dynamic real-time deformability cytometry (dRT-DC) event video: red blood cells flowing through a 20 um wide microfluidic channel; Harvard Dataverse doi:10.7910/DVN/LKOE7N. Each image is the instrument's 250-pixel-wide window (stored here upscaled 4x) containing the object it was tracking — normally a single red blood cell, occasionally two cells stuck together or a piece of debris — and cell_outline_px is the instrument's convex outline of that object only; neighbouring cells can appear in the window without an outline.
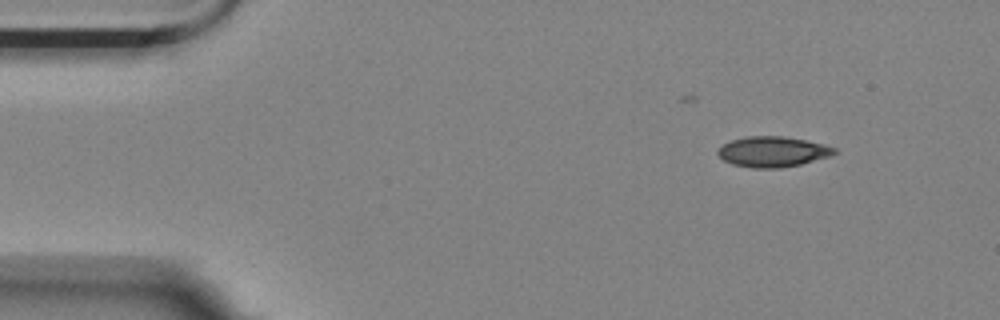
{"species": "Egyptian fruit bat (a non-hibernating species)", "species_latin": "Rousettus aegyptiacus", "temperature_condition": "room temperature", "stored_images_in_passage": 12, "camera_frame_rate_fps": 3000, "um_per_image_px": 0.085, "animal": {"sex": "female"}, "frame": {"image": 1, "passage_image": 1, "time_ms": 0.0, "image_size_px": [1000, 320], "cell_outline_px": [[840, 152], [832, 156], [800, 164], [780, 168], [752, 168], [732, 164], [724, 160], [716, 152], [724, 144], [732, 140], [748, 136], [784, 136], [824, 144], [836, 148]], "centroid_in_image_um": [65.73, 12.9], "position_along_channel_um": 19.3, "area_um2": 20.69}}
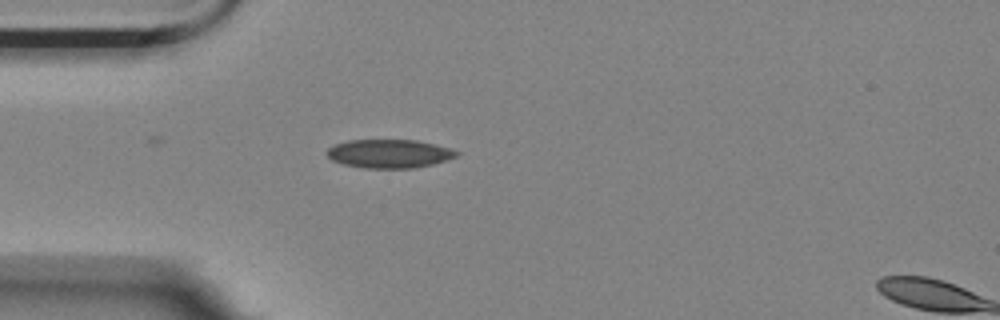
{"frame": {"image": 2, "passage_image": 10, "time_ms": 3.0, "image_size_px": [1000, 320], "cell_outline_px": [[460, 152], [456, 156], [448, 160], [416, 168], [364, 168], [344, 164], [332, 160], [328, 156], [328, 148], [336, 144], [348, 140], [416, 140], [436, 144], [452, 148]], "centroid_in_image_um": [33.14, 13.06], "position_along_channel_um": 51.9, "area_um2": 21.62}}